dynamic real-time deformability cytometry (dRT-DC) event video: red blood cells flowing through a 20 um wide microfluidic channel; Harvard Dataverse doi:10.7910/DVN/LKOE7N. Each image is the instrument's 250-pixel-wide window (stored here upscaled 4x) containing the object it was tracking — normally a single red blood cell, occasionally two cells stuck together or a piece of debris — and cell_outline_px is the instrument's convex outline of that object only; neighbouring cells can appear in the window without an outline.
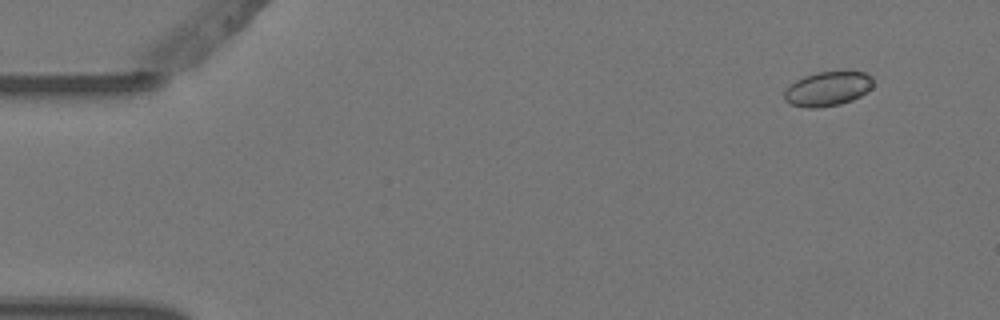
{"species": "Egyptian fruit bat (a non-hibernating species)", "species_latin": "Rousettus aegyptiacus", "temperature_condition": "warm", "stored_images_in_passage": 4, "camera_frame_rate_fps": 3000, "um_per_image_px": 0.085, "animal": {"sex": "female"}, "frame": {"image": 1, "passage_image": 1, "time_ms": 0.0, "image_size_px": [1000, 320], "cell_outline_px": [[872, 88], [860, 96], [852, 100], [840, 104], [816, 108], [808, 108], [792, 104], [784, 100], [784, 92], [796, 80], [804, 76], [816, 72], [844, 68], [864, 72], [872, 76]], "centroid_in_image_um": [70.4, 7.49], "position_along_channel_um": 14.6, "area_um2": 18.32}}
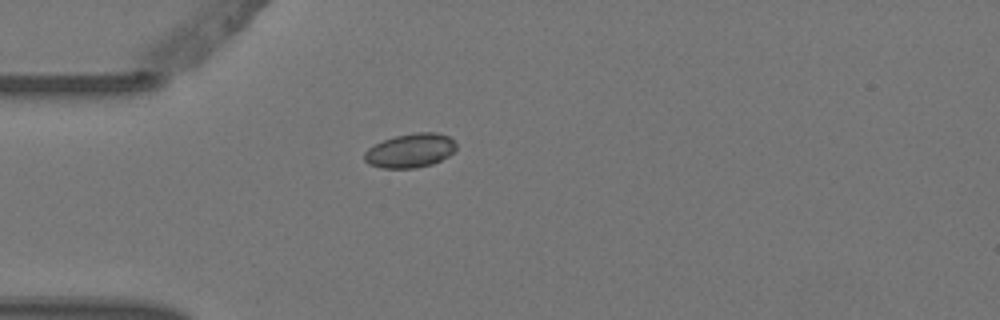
{"frame": {"image": 2, "passage_image": 4, "time_ms": 1.0, "image_size_px": [1000, 320], "cell_outline_px": [[456, 148], [448, 156], [432, 164], [416, 168], [380, 168], [368, 164], [364, 160], [364, 152], [368, 148], [384, 140], [396, 136], [416, 132], [436, 132], [448, 136], [456, 144]], "centroid_in_image_um": [34.85, 12.8], "position_along_channel_um": 50.1, "area_um2": 18.15}}